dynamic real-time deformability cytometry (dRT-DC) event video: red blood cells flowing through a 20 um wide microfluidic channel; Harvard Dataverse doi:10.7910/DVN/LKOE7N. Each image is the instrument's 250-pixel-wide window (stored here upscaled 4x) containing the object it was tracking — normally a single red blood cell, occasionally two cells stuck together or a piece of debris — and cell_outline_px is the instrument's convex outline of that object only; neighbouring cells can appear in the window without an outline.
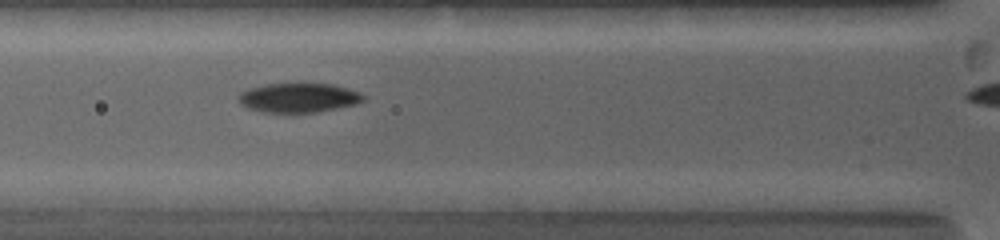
{"species": "common noctule bat (a hibernating species)", "species_latin": "Nyctalus noctula", "temperature_condition": "warm", "stored_images_in_passage": 8, "camera_frame_rate_fps": 5000, "um_per_image_px": 0.085, "animal": {"sex": "female", "body_mass_g": 19.0, "forearm_length_mm": 53.3}, "frame": {"image": 1, "passage_image": 4, "time_ms": 2.6, "image_size_px": [1000, 240], "cell_outline_px": [[364, 100], [356, 104], [320, 112], [264, 112], [248, 108], [240, 104], [236, 96], [240, 92], [248, 88], [264, 84], [332, 84], [348, 88], [360, 92], [364, 96]], "centroid_in_image_um": [25.35, 8.31], "position_along_channel_um": 100.4, "area_um2": 21.44}}
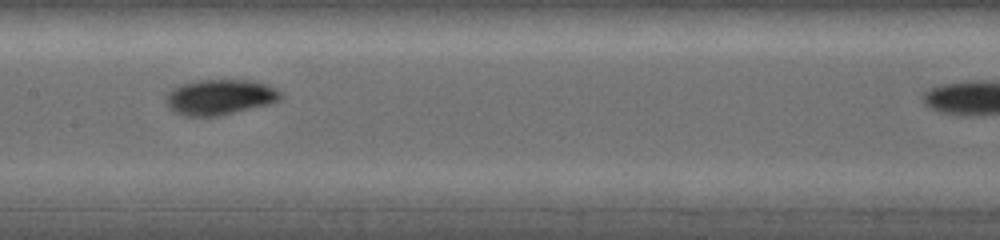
{"frame": {"image": 2, "passage_image": 7, "time_ms": 4.8, "image_size_px": [1000, 240], "cell_outline_px": [[284, 96], [280, 100], [268, 104], [220, 116], [184, 116], [172, 112], [168, 108], [164, 100], [164, 96], [172, 88], [180, 84], [200, 80], [248, 80], [264, 84], [276, 88]], "centroid_in_image_um": [18.63, 8.26], "position_along_channel_um": 188.8, "area_um2": 23.93}}
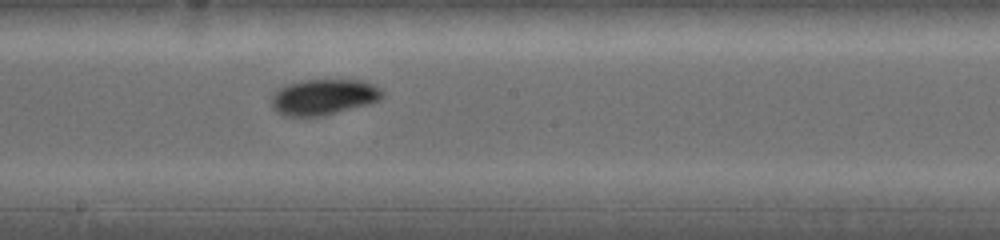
{"frame": {"image": 3, "passage_image": 8, "time_ms": 5.6, "image_size_px": [1000, 240], "cell_outline_px": [[384, 96], [380, 100], [368, 104], [320, 116], [284, 116], [276, 112], [272, 108], [272, 96], [280, 88], [288, 84], [304, 80], [364, 80], [380, 88], [384, 92]], "centroid_in_image_um": [27.52, 8.24], "position_along_channel_um": 220.7, "area_um2": 23.0}}